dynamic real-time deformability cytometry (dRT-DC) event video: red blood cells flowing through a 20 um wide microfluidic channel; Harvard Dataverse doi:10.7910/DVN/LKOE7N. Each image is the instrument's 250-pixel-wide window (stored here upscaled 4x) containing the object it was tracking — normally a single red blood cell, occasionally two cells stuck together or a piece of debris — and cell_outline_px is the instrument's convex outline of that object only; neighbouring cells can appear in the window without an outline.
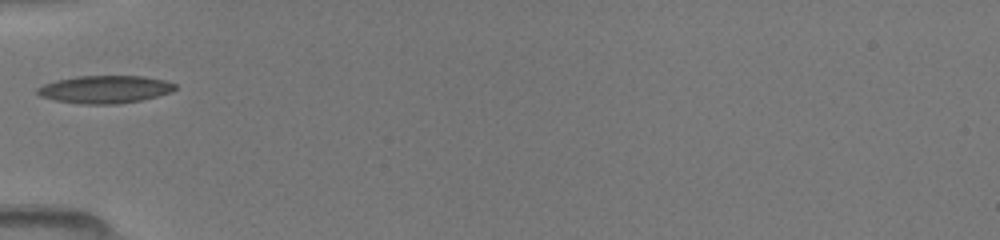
{"species": "common noctule bat (a hibernating species)", "species_latin": "Nyctalus noctula", "temperature_condition": "room temperature", "stored_images_in_passage": 3, "camera_frame_rate_fps": 3000, "um_per_image_px": 0.085, "animal": {"sex": "female", "body_mass_g": 19.5, "forearm_length_mm": 54.1}, "frame": {"image": 1, "passage_image": 1, "time_ms": 0.0, "image_size_px": [1000, 240], "cell_outline_px": [[176, 88], [172, 92], [140, 100], [116, 104], [80, 104], [56, 100], [40, 96], [36, 92], [36, 88], [44, 84], [56, 80], [76, 76], [144, 76], [164, 80], [176, 84]], "centroid_in_image_um": [8.91, 7.59], "position_along_channel_um": 76.1, "area_um2": 22.2}}